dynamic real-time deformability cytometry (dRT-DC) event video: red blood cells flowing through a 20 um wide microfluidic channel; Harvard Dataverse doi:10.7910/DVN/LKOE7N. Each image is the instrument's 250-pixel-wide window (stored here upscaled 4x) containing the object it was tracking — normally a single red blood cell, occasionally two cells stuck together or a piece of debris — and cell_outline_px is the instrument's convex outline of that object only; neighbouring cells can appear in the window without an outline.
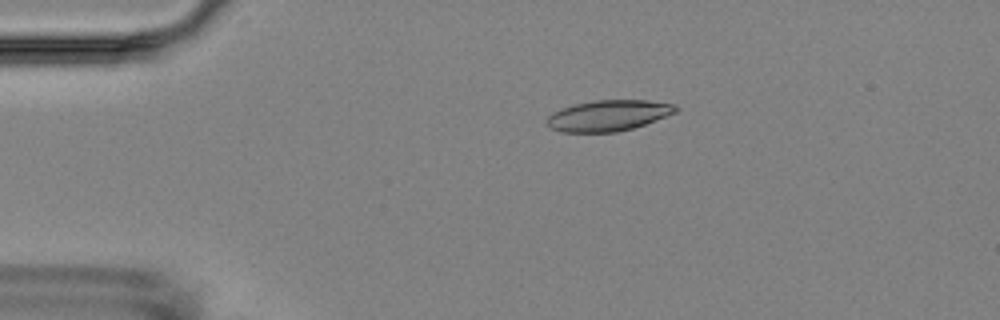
{"species": "Egyptian fruit bat (a non-hibernating species)", "species_latin": "Rousettus aegyptiacus", "temperature_condition": "room temperature", "stored_images_in_passage": 6, "camera_frame_rate_fps": 3000, "um_per_image_px": 0.085, "animal": {"sex": "female"}, "frame": {"image": 1, "passage_image": 4, "time_ms": 3.333, "image_size_px": [1000, 320], "cell_outline_px": [[676, 112], [644, 124], [632, 128], [616, 132], [560, 132], [552, 128], [548, 124], [548, 116], [552, 112], [560, 108], [592, 100], [648, 100], [676, 104]], "centroid_in_image_um": [51.69, 9.81], "position_along_channel_um": 33.3, "area_um2": 23.0}}
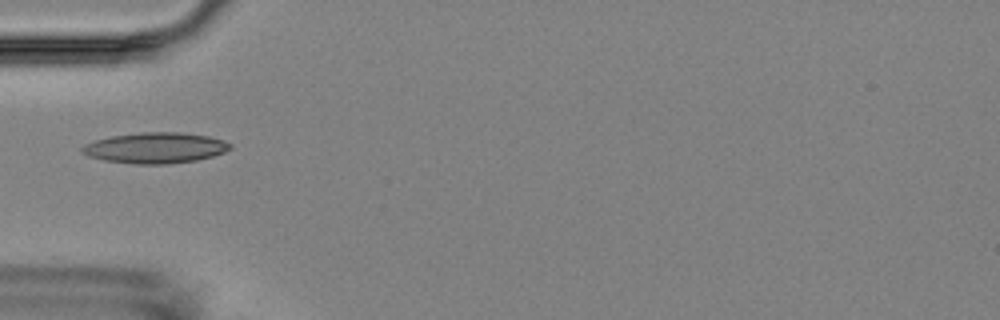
{"frame": {"image": 2, "passage_image": 6, "time_ms": 5.667, "image_size_px": [1000, 320], "cell_outline_px": [[232, 148], [224, 152], [212, 156], [196, 160], [164, 164], [136, 164], [104, 160], [88, 156], [80, 152], [80, 148], [84, 144], [96, 140], [112, 136], [140, 132], [180, 132], [208, 136], [224, 140], [232, 144]], "centroid_in_image_um": [13.2, 12.56], "position_along_channel_um": 71.8, "area_um2": 26.53}}